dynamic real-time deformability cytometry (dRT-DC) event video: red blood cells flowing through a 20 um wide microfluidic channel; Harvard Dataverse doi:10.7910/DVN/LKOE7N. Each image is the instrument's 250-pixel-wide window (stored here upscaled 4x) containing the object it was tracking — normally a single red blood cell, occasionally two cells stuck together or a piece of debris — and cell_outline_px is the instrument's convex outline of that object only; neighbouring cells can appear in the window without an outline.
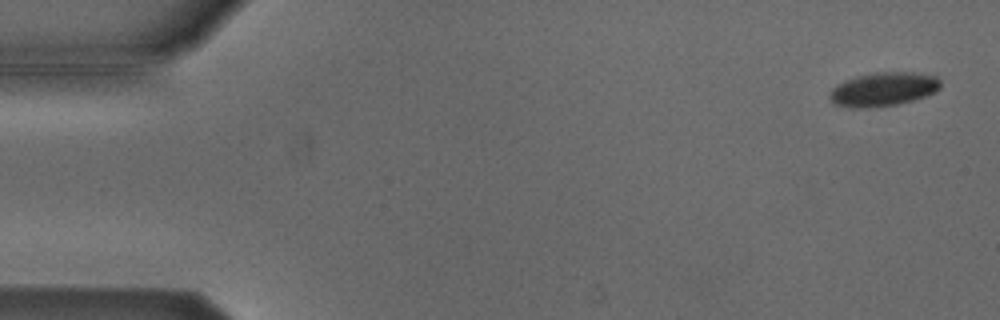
{"species": "Egyptian fruit bat (a non-hibernating species)", "species_latin": "Rousettus aegyptiacus", "temperature_condition": "cold", "stored_images_in_passage": 4, "camera_frame_rate_fps": 3000, "um_per_image_px": 0.085, "animal": {"sex": "male"}, "frame": {"image": 1, "passage_image": 1, "time_ms": 0.0, "image_size_px": [1000, 320], "cell_outline_px": [[940, 88], [936, 92], [912, 100], [896, 104], [868, 108], [852, 108], [832, 104], [828, 96], [832, 88], [836, 84], [844, 80], [856, 76], [876, 72], [912, 72], [936, 76], [940, 80]], "centroid_in_image_um": [75.03, 7.59], "position_along_channel_um": 10.0, "area_um2": 22.02}}